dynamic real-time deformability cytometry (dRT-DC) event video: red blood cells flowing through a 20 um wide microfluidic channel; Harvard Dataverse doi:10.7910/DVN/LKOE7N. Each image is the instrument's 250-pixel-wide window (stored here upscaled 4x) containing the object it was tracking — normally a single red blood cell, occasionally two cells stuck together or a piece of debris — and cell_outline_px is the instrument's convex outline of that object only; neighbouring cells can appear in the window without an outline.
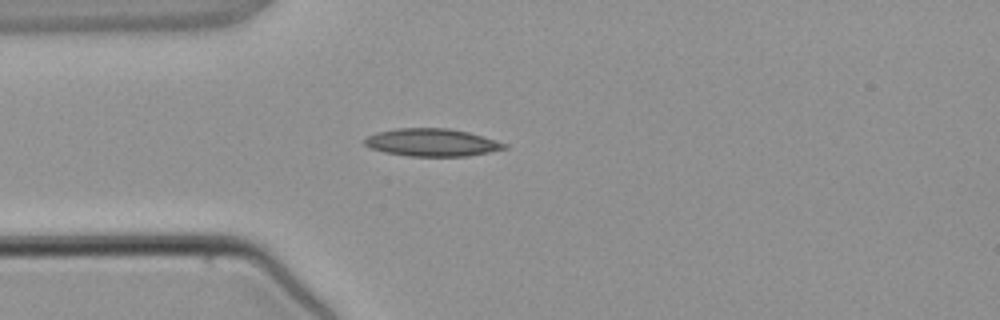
{"species": "common noctule bat (a hibernating species)", "species_latin": "Nyctalus noctula", "temperature_condition": "warm", "stored_images_in_passage": 3, "camera_frame_rate_fps": 3000, "um_per_image_px": 0.085, "animal": {"sex": "male", "body_mass_g": 21.5, "forearm_length_mm": 52.0}, "frame": {"image": 1, "passage_image": 3, "time_ms": 2.667, "image_size_px": [1000, 320], "cell_outline_px": [[508, 148], [468, 156], [408, 156], [384, 152], [372, 148], [364, 144], [364, 140], [368, 136], [376, 132], [396, 128], [448, 128], [468, 132], [508, 144]], "centroid_in_image_um": [36.7, 12.11], "position_along_channel_um": 48.3, "area_um2": 22.43}}